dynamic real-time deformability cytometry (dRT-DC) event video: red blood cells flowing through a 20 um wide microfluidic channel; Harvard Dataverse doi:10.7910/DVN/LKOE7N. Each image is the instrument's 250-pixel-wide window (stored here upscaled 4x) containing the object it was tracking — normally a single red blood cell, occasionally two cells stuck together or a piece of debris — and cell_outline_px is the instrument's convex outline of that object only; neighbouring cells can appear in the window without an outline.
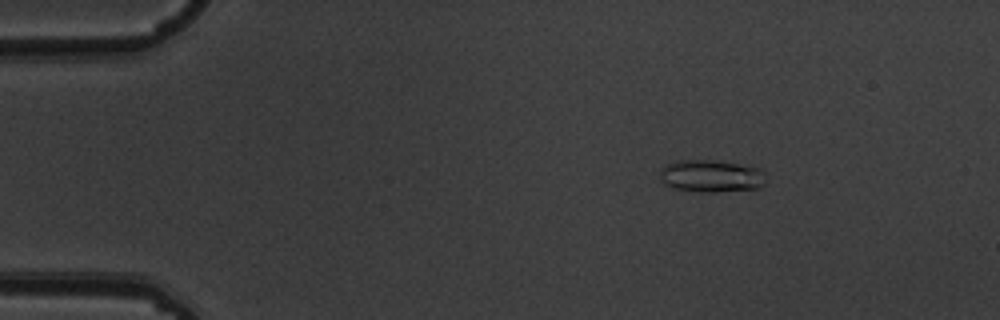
{"species": "common noctule bat (a hibernating species)", "species_latin": "Nyctalus noctula", "temperature_condition": "warm", "stored_images_in_passage": 6, "camera_frame_rate_fps": 3000, "um_per_image_px": 0.085, "animal": {"sex": "male", "body_mass_g": 19.5, "forearm_length_mm": 54.6}, "frame": {"image": 1, "passage_image": 2, "time_ms": 0.333, "image_size_px": [1000, 320], "cell_outline_px": [[768, 180], [764, 184], [756, 188], [716, 192], [704, 192], [676, 188], [664, 184], [660, 180], [660, 168], [668, 164], [680, 160], [708, 160], [736, 164], [760, 168], [764, 172]], "centroid_in_image_um": [60.46, 14.97], "position_along_channel_um": 24.5, "area_um2": 19.83}}
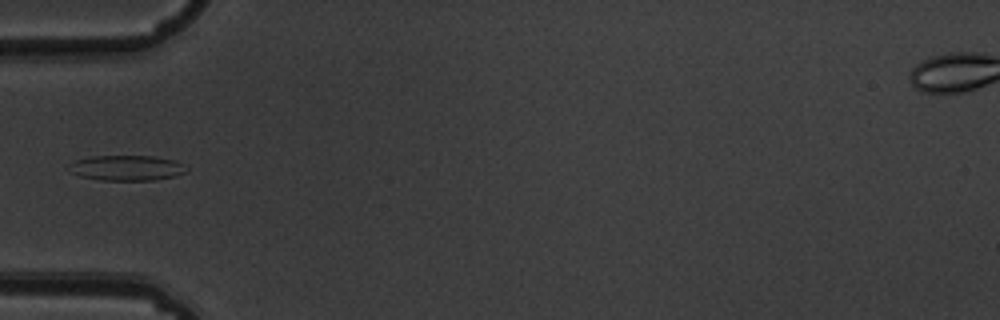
{"frame": {"image": 2, "passage_image": 5, "time_ms": 1.333, "image_size_px": [1000, 320], "cell_outline_px": [[188, 172], [176, 176], [152, 180], [100, 180], [80, 176], [72, 172], [72, 164], [76, 160], [92, 156], [156, 156], [176, 160], [184, 164], [188, 168]], "centroid_in_image_um": [10.89, 14.27], "position_along_channel_um": 74.1, "area_um2": 17.28}}
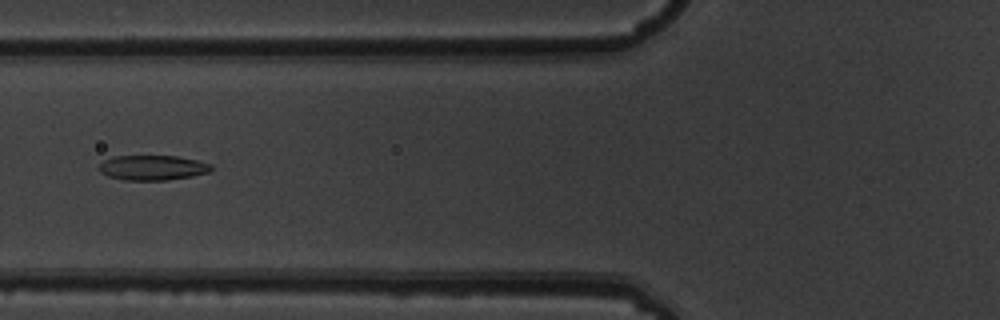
{"frame": {"image": 3, "passage_image": 6, "time_ms": 1.667, "image_size_px": [1000, 320], "cell_outline_px": [[212, 168], [208, 172], [192, 176], [168, 180], [124, 180], [108, 176], [100, 172], [96, 168], [104, 160], [112, 156], [176, 156], [196, 160], [212, 164]], "centroid_in_image_um": [12.93, 14.25], "position_along_channel_um": 112.9, "area_um2": 16.36}}